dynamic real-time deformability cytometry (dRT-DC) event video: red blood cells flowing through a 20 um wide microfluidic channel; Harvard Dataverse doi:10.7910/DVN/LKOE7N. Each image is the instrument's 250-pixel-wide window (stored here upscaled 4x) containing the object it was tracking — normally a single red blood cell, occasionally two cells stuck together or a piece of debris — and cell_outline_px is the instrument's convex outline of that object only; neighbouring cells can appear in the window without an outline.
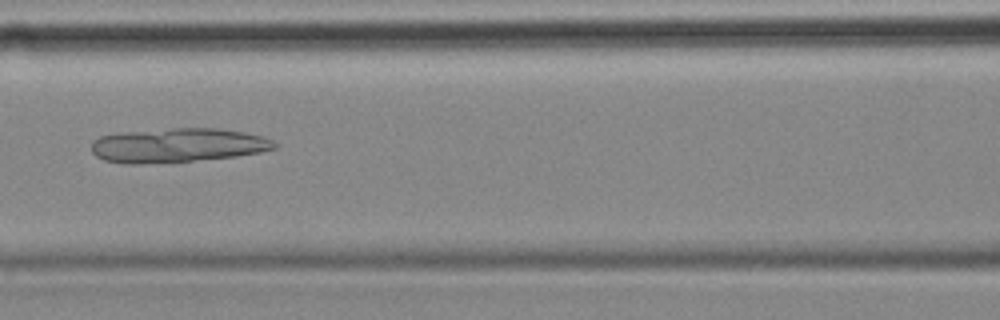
{"species": "common noctule bat (a hibernating species)", "species_latin": "Nyctalus noctula", "temperature_condition": "cold", "stored_images_in_passage": 55, "camera_frame_rate_fps": 3000, "um_per_image_px": 0.085, "animal": {"sex": "female", "body_mass_g": 18.4}, "frame": {"image": 1, "passage_image": 24, "time_ms": 7.667, "image_size_px": [1000, 320], "cell_outline_px": [[276, 148], [260, 152], [236, 156], [192, 160], [140, 164], [124, 164], [104, 160], [96, 156], [92, 152], [92, 140], [100, 136], [116, 132], [172, 128], [216, 128], [244, 132], [260, 136], [272, 140], [276, 144]], "centroid_in_image_um": [15.04, 12.34], "position_along_channel_um": 151.6, "area_um2": 36.47}}
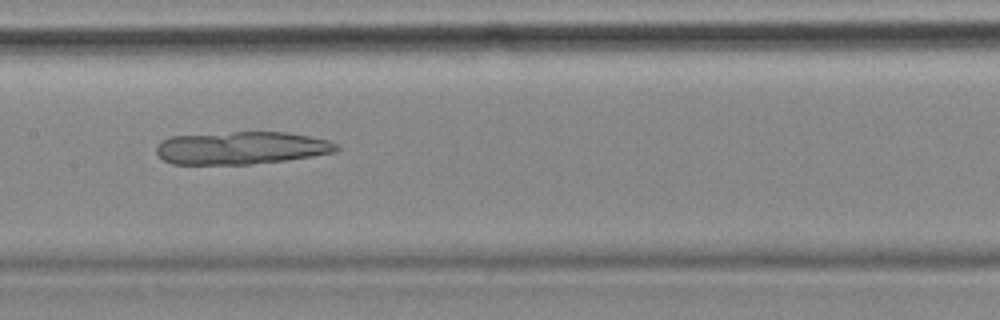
{"frame": {"image": 2, "passage_image": 27, "time_ms": 8.667, "image_size_px": [1000, 320], "cell_outline_px": [[340, 148], [336, 152], [284, 160], [252, 164], [172, 164], [164, 160], [156, 152], [156, 148], [164, 140], [172, 136], [232, 132], [288, 132], [328, 140], [336, 144]], "centroid_in_image_um": [20.53, 12.57], "position_along_channel_um": 186.9, "area_um2": 34.04}}
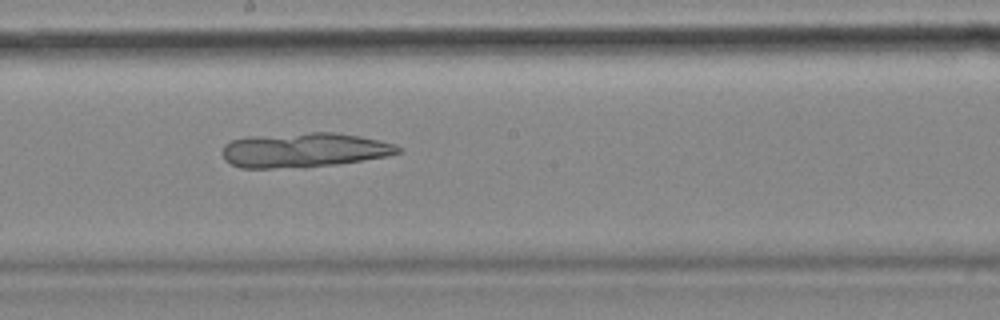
{"frame": {"image": 3, "passage_image": 30, "time_ms": 9.667, "image_size_px": [1000, 320], "cell_outline_px": [[404, 152], [388, 156], [336, 164], [304, 168], [240, 168], [224, 160], [220, 152], [224, 144], [232, 140], [248, 136], [312, 132], [336, 132], [360, 136], [396, 144], [404, 148]], "centroid_in_image_um": [25.85, 12.76], "position_along_channel_um": 222.4, "area_um2": 36.07}}